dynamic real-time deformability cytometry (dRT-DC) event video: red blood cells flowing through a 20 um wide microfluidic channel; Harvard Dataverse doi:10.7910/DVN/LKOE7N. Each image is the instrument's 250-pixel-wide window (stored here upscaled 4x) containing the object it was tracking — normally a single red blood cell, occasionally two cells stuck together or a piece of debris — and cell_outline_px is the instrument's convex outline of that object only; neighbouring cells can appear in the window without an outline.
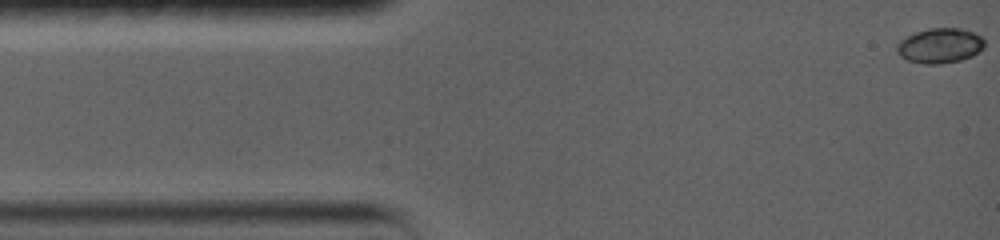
{"species": "common noctule bat (a hibernating species)", "species_latin": "Nyctalus noctula", "temperature_condition": "warm", "stored_images_in_passage": 36, "camera_frame_rate_fps": 5000, "um_per_image_px": 0.085, "animal": {"sex": "female", "body_mass_g": 19.0, "forearm_length_mm": 56.7}, "frame": {"image": 1, "passage_image": 1, "time_ms": 0.0, "image_size_px": [1000, 240], "cell_outline_px": [[984, 48], [972, 56], [960, 60], [940, 64], [924, 64], [908, 60], [900, 56], [896, 52], [896, 44], [900, 40], [916, 32], [928, 28], [960, 28], [972, 32], [980, 36], [984, 40]], "centroid_in_image_um": [79.87, 3.88], "position_along_channel_um": 5.1, "area_um2": 17.86}}
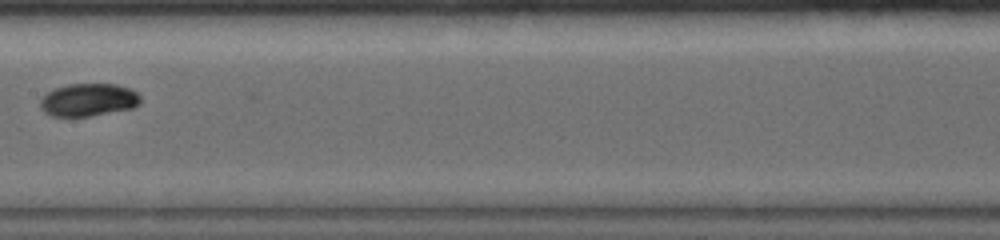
{"frame": {"image": 2, "passage_image": 16, "time_ms": 7.6, "image_size_px": [1000, 240], "cell_outline_px": [[140, 104], [132, 108], [88, 116], [52, 116], [44, 112], [40, 108], [40, 100], [48, 92], [56, 88], [68, 84], [116, 84], [128, 88], [136, 92], [140, 96]], "centroid_in_image_um": [7.51, 8.49], "position_along_channel_um": 199.9, "area_um2": 18.96}}
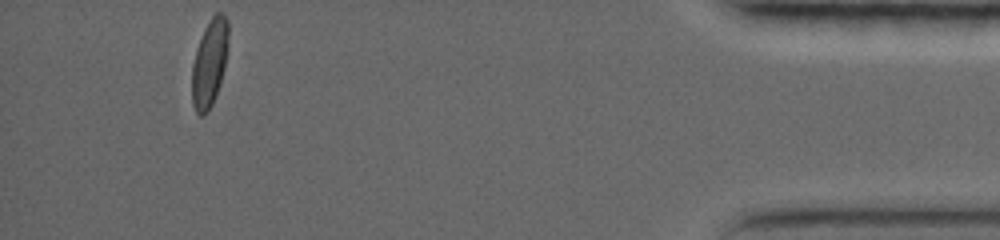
{"frame": {"image": 3, "passage_image": 36, "time_ms": 15.6, "image_size_px": [1000, 240], "cell_outline_px": [[228, 44], [224, 68], [212, 104], [200, 116], [196, 112], [192, 104], [192, 64], [196, 48], [204, 28], [212, 16], [216, 12], [220, 12], [228, 20]], "centroid_in_image_um": [17.79, 5.29], "position_along_channel_um": 417.4, "area_um2": 18.26}, "authors_computed_cell_mechanics": {"area_um2": 18.4382, "velocity_mm_per_s": 3.6793, "shape_relaxation_time_tau1_ms": 4.9217, "shape_relaxation_time_tau2_ms": null, "deformation_change_tau1": 0.1677, "deformation_change_tau2": null}}